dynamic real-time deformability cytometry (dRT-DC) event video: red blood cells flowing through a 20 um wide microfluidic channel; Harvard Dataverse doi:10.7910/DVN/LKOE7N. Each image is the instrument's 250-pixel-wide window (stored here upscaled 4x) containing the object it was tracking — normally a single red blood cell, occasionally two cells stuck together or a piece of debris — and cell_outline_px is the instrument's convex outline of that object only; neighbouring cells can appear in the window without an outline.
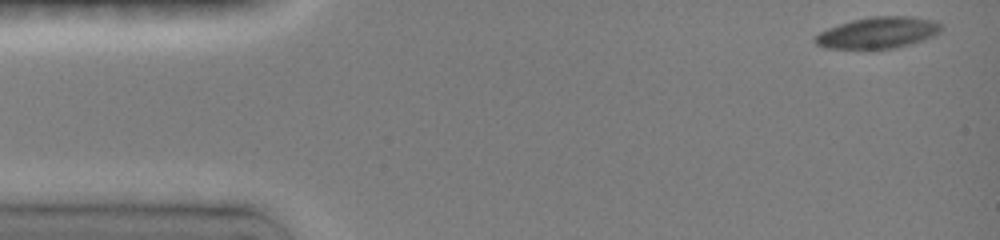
{"species": "common noctule bat (a hibernating species)", "species_latin": "Nyctalus noctula", "temperature_condition": "room temperature", "stored_images_in_passage": 6, "camera_frame_rate_fps": 3000, "um_per_image_px": 0.085, "animal": {"sex": "female", "body_mass_g": 19.0, "forearm_length_mm": 51.5}, "frame": {"image": 1, "passage_image": 1, "time_ms": 0.0, "image_size_px": [1000, 240], "cell_outline_px": [[944, 28], [940, 32], [924, 40], [896, 48], [872, 52], [868, 52], [824, 48], [816, 44], [812, 40], [820, 32], [828, 28], [852, 20], [876, 16], [904, 16], [928, 20], [944, 24]], "centroid_in_image_um": [74.58, 2.85], "position_along_channel_um": 10.4, "area_um2": 23.87}}
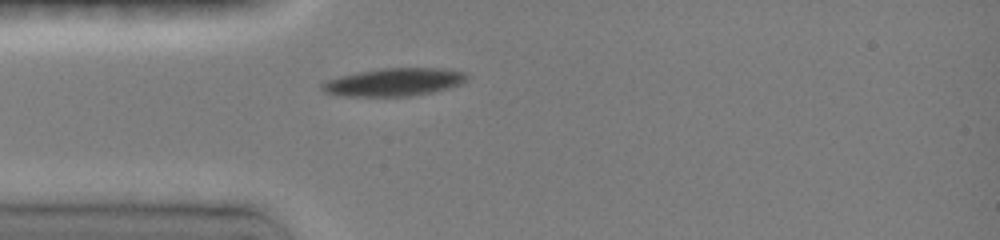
{"frame": {"image": 2, "passage_image": 6, "time_ms": 3.667, "image_size_px": [1000, 240], "cell_outline_px": [[464, 80], [460, 84], [432, 92], [408, 96], [344, 96], [328, 92], [320, 88], [328, 80], [360, 72], [384, 68], [436, 68], [460, 72], [464, 76]], "centroid_in_image_um": [33.47, 6.99], "position_along_channel_um": 51.5, "area_um2": 22.54}}